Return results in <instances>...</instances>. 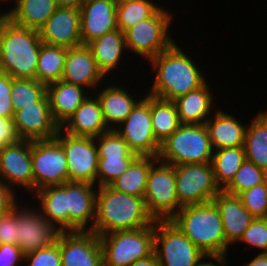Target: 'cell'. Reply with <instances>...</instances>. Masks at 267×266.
I'll return each mask as SVG.
<instances>
[{
	"mask_svg": "<svg viewBox=\"0 0 267 266\" xmlns=\"http://www.w3.org/2000/svg\"><path fill=\"white\" fill-rule=\"evenodd\" d=\"M182 44L175 41L165 51L156 57L151 58L147 63L150 64V71L154 75L148 82L146 93L159 99L174 101L178 97L187 94L203 86L206 79L205 70L203 71L200 62L192 57L191 51H186ZM184 50V51H183ZM189 52V54H188ZM191 55V56H189ZM201 66V67H200ZM152 84V85H151Z\"/></svg>",
	"mask_w": 267,
	"mask_h": 266,
	"instance_id": "1",
	"label": "cell"
},
{
	"mask_svg": "<svg viewBox=\"0 0 267 266\" xmlns=\"http://www.w3.org/2000/svg\"><path fill=\"white\" fill-rule=\"evenodd\" d=\"M154 222L144 197L128 195L110 185L97 188L96 217L91 230L96 235L140 229Z\"/></svg>",
	"mask_w": 267,
	"mask_h": 266,
	"instance_id": "2",
	"label": "cell"
},
{
	"mask_svg": "<svg viewBox=\"0 0 267 266\" xmlns=\"http://www.w3.org/2000/svg\"><path fill=\"white\" fill-rule=\"evenodd\" d=\"M43 42L38 30L0 18V71L16 79H35Z\"/></svg>",
	"mask_w": 267,
	"mask_h": 266,
	"instance_id": "3",
	"label": "cell"
},
{
	"mask_svg": "<svg viewBox=\"0 0 267 266\" xmlns=\"http://www.w3.org/2000/svg\"><path fill=\"white\" fill-rule=\"evenodd\" d=\"M170 220L205 255L226 259L223 224L213 201L181 207Z\"/></svg>",
	"mask_w": 267,
	"mask_h": 266,
	"instance_id": "4",
	"label": "cell"
},
{
	"mask_svg": "<svg viewBox=\"0 0 267 266\" xmlns=\"http://www.w3.org/2000/svg\"><path fill=\"white\" fill-rule=\"evenodd\" d=\"M174 18L171 9L162 5L150 18L129 28L124 33L129 55L135 54L141 61L143 57L147 63L170 47L176 41L171 35L174 31H169L174 26Z\"/></svg>",
	"mask_w": 267,
	"mask_h": 266,
	"instance_id": "5",
	"label": "cell"
},
{
	"mask_svg": "<svg viewBox=\"0 0 267 266\" xmlns=\"http://www.w3.org/2000/svg\"><path fill=\"white\" fill-rule=\"evenodd\" d=\"M213 152L205 124H181L161 143L158 159L173 166L209 163Z\"/></svg>",
	"mask_w": 267,
	"mask_h": 266,
	"instance_id": "6",
	"label": "cell"
},
{
	"mask_svg": "<svg viewBox=\"0 0 267 266\" xmlns=\"http://www.w3.org/2000/svg\"><path fill=\"white\" fill-rule=\"evenodd\" d=\"M104 266H130L154 252V223L134 230L100 235Z\"/></svg>",
	"mask_w": 267,
	"mask_h": 266,
	"instance_id": "7",
	"label": "cell"
},
{
	"mask_svg": "<svg viewBox=\"0 0 267 266\" xmlns=\"http://www.w3.org/2000/svg\"><path fill=\"white\" fill-rule=\"evenodd\" d=\"M154 253L159 266H196L207 257L171 220H155Z\"/></svg>",
	"mask_w": 267,
	"mask_h": 266,
	"instance_id": "8",
	"label": "cell"
},
{
	"mask_svg": "<svg viewBox=\"0 0 267 266\" xmlns=\"http://www.w3.org/2000/svg\"><path fill=\"white\" fill-rule=\"evenodd\" d=\"M144 200L154 220H170L180 210L173 165L159 159L151 165Z\"/></svg>",
	"mask_w": 267,
	"mask_h": 266,
	"instance_id": "9",
	"label": "cell"
},
{
	"mask_svg": "<svg viewBox=\"0 0 267 266\" xmlns=\"http://www.w3.org/2000/svg\"><path fill=\"white\" fill-rule=\"evenodd\" d=\"M34 193L69 182L68 165L62 145L54 138L31 141Z\"/></svg>",
	"mask_w": 267,
	"mask_h": 266,
	"instance_id": "10",
	"label": "cell"
},
{
	"mask_svg": "<svg viewBox=\"0 0 267 266\" xmlns=\"http://www.w3.org/2000/svg\"><path fill=\"white\" fill-rule=\"evenodd\" d=\"M179 207L212 201L221 191L216 184L211 162L175 165Z\"/></svg>",
	"mask_w": 267,
	"mask_h": 266,
	"instance_id": "11",
	"label": "cell"
},
{
	"mask_svg": "<svg viewBox=\"0 0 267 266\" xmlns=\"http://www.w3.org/2000/svg\"><path fill=\"white\" fill-rule=\"evenodd\" d=\"M29 202L26 204V200H20L17 204L18 246L24 256L54 244L61 233L42 215L35 203L31 200Z\"/></svg>",
	"mask_w": 267,
	"mask_h": 266,
	"instance_id": "12",
	"label": "cell"
},
{
	"mask_svg": "<svg viewBox=\"0 0 267 266\" xmlns=\"http://www.w3.org/2000/svg\"><path fill=\"white\" fill-rule=\"evenodd\" d=\"M115 130L138 156L158 157L161 144L156 140L152 129L149 94L145 93Z\"/></svg>",
	"mask_w": 267,
	"mask_h": 266,
	"instance_id": "13",
	"label": "cell"
},
{
	"mask_svg": "<svg viewBox=\"0 0 267 266\" xmlns=\"http://www.w3.org/2000/svg\"><path fill=\"white\" fill-rule=\"evenodd\" d=\"M55 139L65 151L69 181L96 185L99 155L94 137L72 136L59 129Z\"/></svg>",
	"mask_w": 267,
	"mask_h": 266,
	"instance_id": "14",
	"label": "cell"
},
{
	"mask_svg": "<svg viewBox=\"0 0 267 266\" xmlns=\"http://www.w3.org/2000/svg\"><path fill=\"white\" fill-rule=\"evenodd\" d=\"M0 178L17 194L24 189V194H34L30 140L20 139L0 151Z\"/></svg>",
	"mask_w": 267,
	"mask_h": 266,
	"instance_id": "15",
	"label": "cell"
},
{
	"mask_svg": "<svg viewBox=\"0 0 267 266\" xmlns=\"http://www.w3.org/2000/svg\"><path fill=\"white\" fill-rule=\"evenodd\" d=\"M113 80L109 79L108 81L107 79L105 85L103 83L93 93L100 102L104 120L109 129H115L124 122L135 105L144 97L141 95H145L146 93V88L143 90L144 94L141 90L138 94V91L132 88L133 85L128 87L125 81H122L123 84L119 83L120 81L118 79ZM135 92H137L138 96Z\"/></svg>",
	"mask_w": 267,
	"mask_h": 266,
	"instance_id": "16",
	"label": "cell"
},
{
	"mask_svg": "<svg viewBox=\"0 0 267 266\" xmlns=\"http://www.w3.org/2000/svg\"><path fill=\"white\" fill-rule=\"evenodd\" d=\"M57 244L62 266H104L100 238L94 232H61Z\"/></svg>",
	"mask_w": 267,
	"mask_h": 266,
	"instance_id": "17",
	"label": "cell"
},
{
	"mask_svg": "<svg viewBox=\"0 0 267 266\" xmlns=\"http://www.w3.org/2000/svg\"><path fill=\"white\" fill-rule=\"evenodd\" d=\"M13 122L19 139H54L60 126L53 120L47 94L37 103L14 112Z\"/></svg>",
	"mask_w": 267,
	"mask_h": 266,
	"instance_id": "18",
	"label": "cell"
},
{
	"mask_svg": "<svg viewBox=\"0 0 267 266\" xmlns=\"http://www.w3.org/2000/svg\"><path fill=\"white\" fill-rule=\"evenodd\" d=\"M106 77L98 69L88 45L67 48L62 81L81 86L91 94L105 83Z\"/></svg>",
	"mask_w": 267,
	"mask_h": 266,
	"instance_id": "19",
	"label": "cell"
},
{
	"mask_svg": "<svg viewBox=\"0 0 267 266\" xmlns=\"http://www.w3.org/2000/svg\"><path fill=\"white\" fill-rule=\"evenodd\" d=\"M38 31L47 45L66 48L82 45L80 9L58 7Z\"/></svg>",
	"mask_w": 267,
	"mask_h": 266,
	"instance_id": "20",
	"label": "cell"
},
{
	"mask_svg": "<svg viewBox=\"0 0 267 266\" xmlns=\"http://www.w3.org/2000/svg\"><path fill=\"white\" fill-rule=\"evenodd\" d=\"M97 188L87 182H66L69 231L92 230L96 217Z\"/></svg>",
	"mask_w": 267,
	"mask_h": 266,
	"instance_id": "21",
	"label": "cell"
},
{
	"mask_svg": "<svg viewBox=\"0 0 267 266\" xmlns=\"http://www.w3.org/2000/svg\"><path fill=\"white\" fill-rule=\"evenodd\" d=\"M114 0H85L80 8L81 40L88 45L105 33L118 29Z\"/></svg>",
	"mask_w": 267,
	"mask_h": 266,
	"instance_id": "22",
	"label": "cell"
},
{
	"mask_svg": "<svg viewBox=\"0 0 267 266\" xmlns=\"http://www.w3.org/2000/svg\"><path fill=\"white\" fill-rule=\"evenodd\" d=\"M219 210L226 241V259L232 245L239 242L254 217L245 209L238 195H231L221 190L213 199ZM229 251V252H228Z\"/></svg>",
	"mask_w": 267,
	"mask_h": 266,
	"instance_id": "23",
	"label": "cell"
},
{
	"mask_svg": "<svg viewBox=\"0 0 267 266\" xmlns=\"http://www.w3.org/2000/svg\"><path fill=\"white\" fill-rule=\"evenodd\" d=\"M88 46L96 60L98 69L103 73L106 79H117L114 76H117L116 74L121 69V66L126 65L124 59L126 61L129 57L126 48L125 34L119 29L113 30L93 40ZM125 55L128 56L126 57Z\"/></svg>",
	"mask_w": 267,
	"mask_h": 266,
	"instance_id": "24",
	"label": "cell"
},
{
	"mask_svg": "<svg viewBox=\"0 0 267 266\" xmlns=\"http://www.w3.org/2000/svg\"><path fill=\"white\" fill-rule=\"evenodd\" d=\"M221 108L205 123L213 150L244 146L247 124Z\"/></svg>",
	"mask_w": 267,
	"mask_h": 266,
	"instance_id": "25",
	"label": "cell"
},
{
	"mask_svg": "<svg viewBox=\"0 0 267 266\" xmlns=\"http://www.w3.org/2000/svg\"><path fill=\"white\" fill-rule=\"evenodd\" d=\"M210 84L207 81L200 88L190 91L173 101L180 124H205L218 109V105H216L218 102L215 101L218 98L214 99L216 93L212 92L214 90Z\"/></svg>",
	"mask_w": 267,
	"mask_h": 266,
	"instance_id": "26",
	"label": "cell"
},
{
	"mask_svg": "<svg viewBox=\"0 0 267 266\" xmlns=\"http://www.w3.org/2000/svg\"><path fill=\"white\" fill-rule=\"evenodd\" d=\"M60 129L69 135L83 137H97L110 130L105 123L100 102L94 94L85 99Z\"/></svg>",
	"mask_w": 267,
	"mask_h": 266,
	"instance_id": "27",
	"label": "cell"
},
{
	"mask_svg": "<svg viewBox=\"0 0 267 266\" xmlns=\"http://www.w3.org/2000/svg\"><path fill=\"white\" fill-rule=\"evenodd\" d=\"M91 93L62 80L47 85V96L53 120L61 127Z\"/></svg>",
	"mask_w": 267,
	"mask_h": 266,
	"instance_id": "28",
	"label": "cell"
},
{
	"mask_svg": "<svg viewBox=\"0 0 267 266\" xmlns=\"http://www.w3.org/2000/svg\"><path fill=\"white\" fill-rule=\"evenodd\" d=\"M31 199H34L36 204L38 203L35 206L49 222L53 223L61 232H69L66 183L40 189L32 195Z\"/></svg>",
	"mask_w": 267,
	"mask_h": 266,
	"instance_id": "29",
	"label": "cell"
},
{
	"mask_svg": "<svg viewBox=\"0 0 267 266\" xmlns=\"http://www.w3.org/2000/svg\"><path fill=\"white\" fill-rule=\"evenodd\" d=\"M57 8L56 0H19L4 15L17 25L39 30Z\"/></svg>",
	"mask_w": 267,
	"mask_h": 266,
	"instance_id": "30",
	"label": "cell"
},
{
	"mask_svg": "<svg viewBox=\"0 0 267 266\" xmlns=\"http://www.w3.org/2000/svg\"><path fill=\"white\" fill-rule=\"evenodd\" d=\"M247 122L244 139L246 159L255 163L259 168L267 169V109L259 110Z\"/></svg>",
	"mask_w": 267,
	"mask_h": 266,
	"instance_id": "31",
	"label": "cell"
},
{
	"mask_svg": "<svg viewBox=\"0 0 267 266\" xmlns=\"http://www.w3.org/2000/svg\"><path fill=\"white\" fill-rule=\"evenodd\" d=\"M158 159L153 156H137L128 169L110 186L132 196L144 197L151 165Z\"/></svg>",
	"mask_w": 267,
	"mask_h": 266,
	"instance_id": "32",
	"label": "cell"
},
{
	"mask_svg": "<svg viewBox=\"0 0 267 266\" xmlns=\"http://www.w3.org/2000/svg\"><path fill=\"white\" fill-rule=\"evenodd\" d=\"M152 129L156 140L161 144L181 125L175 103L150 95Z\"/></svg>",
	"mask_w": 267,
	"mask_h": 266,
	"instance_id": "33",
	"label": "cell"
},
{
	"mask_svg": "<svg viewBox=\"0 0 267 266\" xmlns=\"http://www.w3.org/2000/svg\"><path fill=\"white\" fill-rule=\"evenodd\" d=\"M67 48L42 44L35 79L46 85L62 79Z\"/></svg>",
	"mask_w": 267,
	"mask_h": 266,
	"instance_id": "34",
	"label": "cell"
},
{
	"mask_svg": "<svg viewBox=\"0 0 267 266\" xmlns=\"http://www.w3.org/2000/svg\"><path fill=\"white\" fill-rule=\"evenodd\" d=\"M246 160L244 147L218 149L211 160L216 184L223 190Z\"/></svg>",
	"mask_w": 267,
	"mask_h": 266,
	"instance_id": "35",
	"label": "cell"
},
{
	"mask_svg": "<svg viewBox=\"0 0 267 266\" xmlns=\"http://www.w3.org/2000/svg\"><path fill=\"white\" fill-rule=\"evenodd\" d=\"M155 1V2H154ZM158 0H132L117 4L118 29L125 33L137 23L150 18L161 6Z\"/></svg>",
	"mask_w": 267,
	"mask_h": 266,
	"instance_id": "36",
	"label": "cell"
},
{
	"mask_svg": "<svg viewBox=\"0 0 267 266\" xmlns=\"http://www.w3.org/2000/svg\"><path fill=\"white\" fill-rule=\"evenodd\" d=\"M47 94V85L36 79H16L11 77V97L13 111L39 102Z\"/></svg>",
	"mask_w": 267,
	"mask_h": 266,
	"instance_id": "37",
	"label": "cell"
},
{
	"mask_svg": "<svg viewBox=\"0 0 267 266\" xmlns=\"http://www.w3.org/2000/svg\"><path fill=\"white\" fill-rule=\"evenodd\" d=\"M263 177L264 170L246 159L223 191L231 195L239 196L242 192L263 183Z\"/></svg>",
	"mask_w": 267,
	"mask_h": 266,
	"instance_id": "38",
	"label": "cell"
},
{
	"mask_svg": "<svg viewBox=\"0 0 267 266\" xmlns=\"http://www.w3.org/2000/svg\"><path fill=\"white\" fill-rule=\"evenodd\" d=\"M94 139L99 158H136L138 156L115 129H110Z\"/></svg>",
	"mask_w": 267,
	"mask_h": 266,
	"instance_id": "39",
	"label": "cell"
},
{
	"mask_svg": "<svg viewBox=\"0 0 267 266\" xmlns=\"http://www.w3.org/2000/svg\"><path fill=\"white\" fill-rule=\"evenodd\" d=\"M135 158H99L96 186H108L121 176Z\"/></svg>",
	"mask_w": 267,
	"mask_h": 266,
	"instance_id": "40",
	"label": "cell"
},
{
	"mask_svg": "<svg viewBox=\"0 0 267 266\" xmlns=\"http://www.w3.org/2000/svg\"><path fill=\"white\" fill-rule=\"evenodd\" d=\"M241 243L245 253L249 248L257 249L258 253H267V218H254L243 233L238 244ZM260 250V252H259Z\"/></svg>",
	"mask_w": 267,
	"mask_h": 266,
	"instance_id": "41",
	"label": "cell"
},
{
	"mask_svg": "<svg viewBox=\"0 0 267 266\" xmlns=\"http://www.w3.org/2000/svg\"><path fill=\"white\" fill-rule=\"evenodd\" d=\"M239 197L254 218H267V191L264 183L242 192Z\"/></svg>",
	"mask_w": 267,
	"mask_h": 266,
	"instance_id": "42",
	"label": "cell"
},
{
	"mask_svg": "<svg viewBox=\"0 0 267 266\" xmlns=\"http://www.w3.org/2000/svg\"><path fill=\"white\" fill-rule=\"evenodd\" d=\"M24 266H62L59 245L54 244L24 256Z\"/></svg>",
	"mask_w": 267,
	"mask_h": 266,
	"instance_id": "43",
	"label": "cell"
},
{
	"mask_svg": "<svg viewBox=\"0 0 267 266\" xmlns=\"http://www.w3.org/2000/svg\"><path fill=\"white\" fill-rule=\"evenodd\" d=\"M18 245L17 237V205L9 213L0 215V245Z\"/></svg>",
	"mask_w": 267,
	"mask_h": 266,
	"instance_id": "44",
	"label": "cell"
},
{
	"mask_svg": "<svg viewBox=\"0 0 267 266\" xmlns=\"http://www.w3.org/2000/svg\"><path fill=\"white\" fill-rule=\"evenodd\" d=\"M11 76L0 71V117L13 118Z\"/></svg>",
	"mask_w": 267,
	"mask_h": 266,
	"instance_id": "45",
	"label": "cell"
},
{
	"mask_svg": "<svg viewBox=\"0 0 267 266\" xmlns=\"http://www.w3.org/2000/svg\"><path fill=\"white\" fill-rule=\"evenodd\" d=\"M23 262L24 255L18 245L9 243L0 245V266H23Z\"/></svg>",
	"mask_w": 267,
	"mask_h": 266,
	"instance_id": "46",
	"label": "cell"
},
{
	"mask_svg": "<svg viewBox=\"0 0 267 266\" xmlns=\"http://www.w3.org/2000/svg\"><path fill=\"white\" fill-rule=\"evenodd\" d=\"M23 196L24 194H17V192L0 178V215L9 213L13 210Z\"/></svg>",
	"mask_w": 267,
	"mask_h": 266,
	"instance_id": "47",
	"label": "cell"
},
{
	"mask_svg": "<svg viewBox=\"0 0 267 266\" xmlns=\"http://www.w3.org/2000/svg\"><path fill=\"white\" fill-rule=\"evenodd\" d=\"M19 139L13 118L0 117V151L9 144L17 142Z\"/></svg>",
	"mask_w": 267,
	"mask_h": 266,
	"instance_id": "48",
	"label": "cell"
},
{
	"mask_svg": "<svg viewBox=\"0 0 267 266\" xmlns=\"http://www.w3.org/2000/svg\"><path fill=\"white\" fill-rule=\"evenodd\" d=\"M227 259L218 256H207L196 266H230Z\"/></svg>",
	"mask_w": 267,
	"mask_h": 266,
	"instance_id": "49",
	"label": "cell"
},
{
	"mask_svg": "<svg viewBox=\"0 0 267 266\" xmlns=\"http://www.w3.org/2000/svg\"><path fill=\"white\" fill-rule=\"evenodd\" d=\"M251 260L246 263L240 265V266H267V253H257L255 252L252 256Z\"/></svg>",
	"mask_w": 267,
	"mask_h": 266,
	"instance_id": "50",
	"label": "cell"
},
{
	"mask_svg": "<svg viewBox=\"0 0 267 266\" xmlns=\"http://www.w3.org/2000/svg\"><path fill=\"white\" fill-rule=\"evenodd\" d=\"M130 266H159L156 254L153 252L150 256L139 259Z\"/></svg>",
	"mask_w": 267,
	"mask_h": 266,
	"instance_id": "51",
	"label": "cell"
},
{
	"mask_svg": "<svg viewBox=\"0 0 267 266\" xmlns=\"http://www.w3.org/2000/svg\"><path fill=\"white\" fill-rule=\"evenodd\" d=\"M85 0H56L58 7L80 9Z\"/></svg>",
	"mask_w": 267,
	"mask_h": 266,
	"instance_id": "52",
	"label": "cell"
},
{
	"mask_svg": "<svg viewBox=\"0 0 267 266\" xmlns=\"http://www.w3.org/2000/svg\"><path fill=\"white\" fill-rule=\"evenodd\" d=\"M18 1L19 0H0V9H1V12L3 14H5L9 10V7L10 8L13 7ZM3 4H5L8 7V8L7 7H4V8H6V11H5L4 8L1 7Z\"/></svg>",
	"mask_w": 267,
	"mask_h": 266,
	"instance_id": "53",
	"label": "cell"
},
{
	"mask_svg": "<svg viewBox=\"0 0 267 266\" xmlns=\"http://www.w3.org/2000/svg\"><path fill=\"white\" fill-rule=\"evenodd\" d=\"M263 183H264L266 191H267V169L264 170Z\"/></svg>",
	"mask_w": 267,
	"mask_h": 266,
	"instance_id": "54",
	"label": "cell"
},
{
	"mask_svg": "<svg viewBox=\"0 0 267 266\" xmlns=\"http://www.w3.org/2000/svg\"><path fill=\"white\" fill-rule=\"evenodd\" d=\"M117 4L127 2V1H132V0H114Z\"/></svg>",
	"mask_w": 267,
	"mask_h": 266,
	"instance_id": "55",
	"label": "cell"
},
{
	"mask_svg": "<svg viewBox=\"0 0 267 266\" xmlns=\"http://www.w3.org/2000/svg\"><path fill=\"white\" fill-rule=\"evenodd\" d=\"M4 14L0 11V18L3 16Z\"/></svg>",
	"mask_w": 267,
	"mask_h": 266,
	"instance_id": "56",
	"label": "cell"
}]
</instances>
